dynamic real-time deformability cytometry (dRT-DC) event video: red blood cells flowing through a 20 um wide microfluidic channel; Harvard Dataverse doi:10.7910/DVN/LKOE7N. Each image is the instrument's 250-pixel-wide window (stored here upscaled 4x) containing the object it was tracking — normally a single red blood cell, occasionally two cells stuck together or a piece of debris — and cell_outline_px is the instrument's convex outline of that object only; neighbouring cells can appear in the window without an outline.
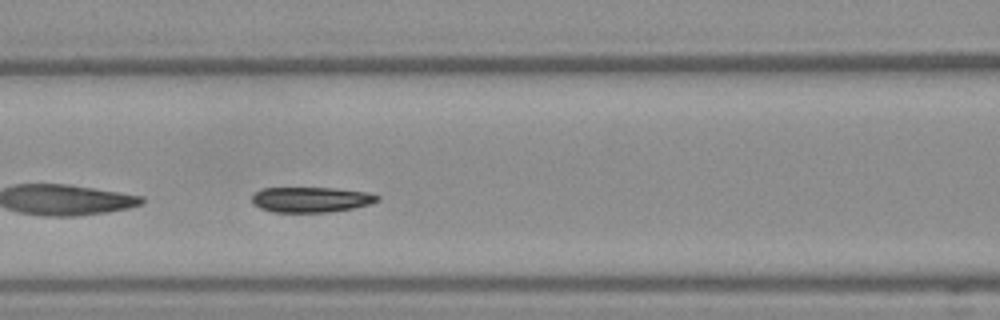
{"species": "Egyptian fruit bat (a non-hibernating species)", "species_latin": "Rousettus aegyptiacus", "temperature_condition": "warm", "stored_images_in_passage": 41, "camera_frame_rate_fps": 3000, "um_per_image_px": 0.085, "frame": {"image": 1, "passage_image": 15, "time_ms": 4.667, "image_size_px": [1000, 320], "cell_outline_px": [[380, 200], [368, 204], [352, 208], [328, 212], [272, 212], [260, 208], [252, 204], [252, 196], [260, 188], [336, 188], [368, 192], [380, 196]], "centroid_in_image_um": [26.42, 16.96], "position_along_channel_um": 140.2, "area_um2": 18.55}}
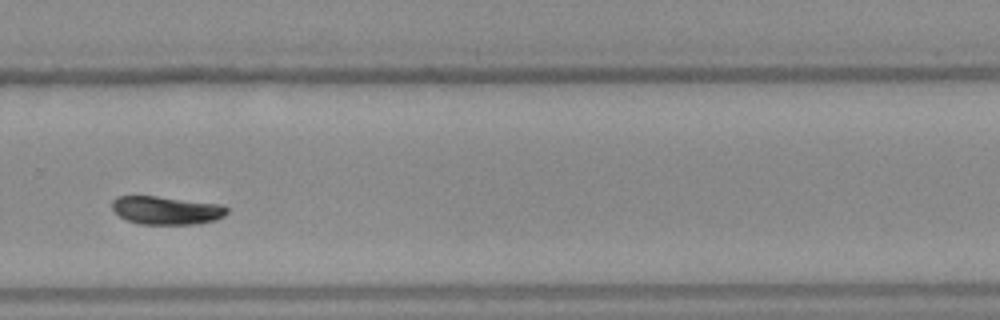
{"frame": {"image": 2, "passage_image": 27, "time_ms": 8.667, "image_size_px": [1000, 320], "cell_outline_px": [[228, 212], [224, 216], [216, 220], [196, 224], [140, 224], [128, 220], [120, 216], [112, 208], [112, 200], [116, 196], [156, 196], [224, 204], [228, 208]], "centroid_in_image_um": [14.19, 17.87], "position_along_channel_um": 315.6, "area_um2": 19.02}}
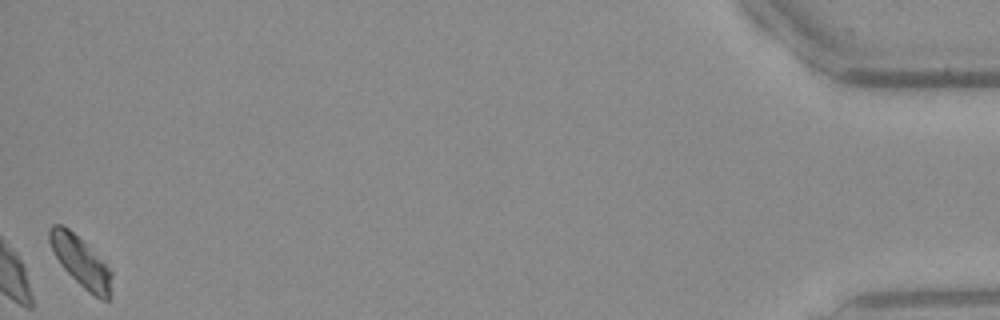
{"frame": {"image": 3, "passage_image": 41, "time_ms": 13.333, "image_size_px": [1000, 320], "cell_outline_px": [[112, 276], [108, 300], [100, 300], [88, 292], [60, 264], [48, 240], [48, 228], [52, 224], [60, 224], [68, 228], [112, 268]], "centroid_in_image_um": [6.88, 22.23], "position_along_channel_um": 428.3, "area_um2": 18.03}}